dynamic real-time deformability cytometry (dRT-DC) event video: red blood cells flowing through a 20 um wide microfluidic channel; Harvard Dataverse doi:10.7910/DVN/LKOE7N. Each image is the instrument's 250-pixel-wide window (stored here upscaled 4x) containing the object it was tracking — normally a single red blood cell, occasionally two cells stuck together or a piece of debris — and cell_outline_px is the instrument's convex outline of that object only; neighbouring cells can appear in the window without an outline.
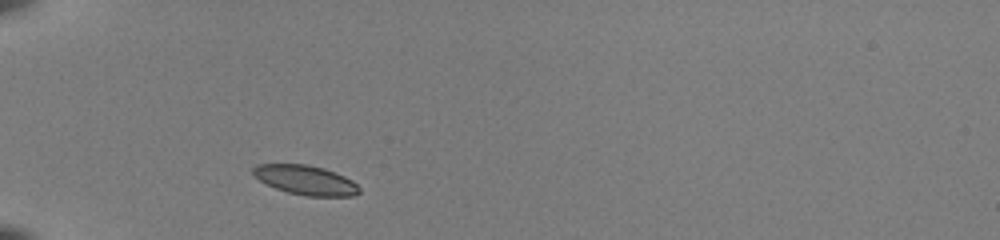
{"species": "common noctule bat (a hibernating species)", "species_latin": "Nyctalus noctula", "temperature_condition": "room temperature", "stored_images_in_passage": 35, "camera_frame_rate_fps": 3000, "um_per_image_px": 0.085, "animal": {"sex": "female", "body_mass_g": 22.0, "forearm_length_mm": 56.7}, "frame": {"image": 1, "passage_image": 1, "time_ms": 0.0, "image_size_px": [1000, 240], "cell_outline_px": [[360, 192], [352, 196], [304, 196], [288, 192], [276, 188], [260, 180], [252, 172], [252, 168], [256, 164], [308, 164], [324, 168], [336, 172], [352, 180], [360, 188]], "centroid_in_image_um": [26.0, 15.3], "position_along_channel_um": 59.0, "area_um2": 18.21}}
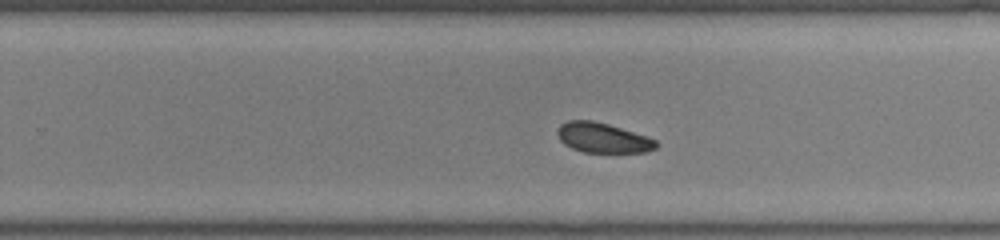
{"frame": {"image": 2, "passage_image": 19, "time_ms": 6.0, "image_size_px": [1000, 240], "cell_outline_px": [[660, 144], [656, 148], [648, 152], [584, 152], [572, 148], [564, 144], [560, 140], [556, 132], [560, 124], [568, 120], [592, 120], [608, 124], [648, 136], [656, 140]], "centroid_in_image_um": [51.25, 11.71], "position_along_channel_um": 278.5, "area_um2": 17.34}}
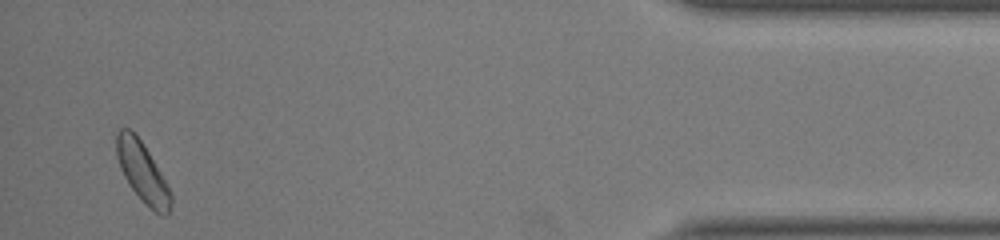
{"frame": {"image": 3, "passage_image": 34, "time_ms": 11.0, "image_size_px": [1000, 240], "cell_outline_px": [[172, 200], [168, 216], [164, 216], [156, 212], [128, 184], [120, 168], [116, 156], [112, 132], [120, 128], [128, 128], [140, 140], [148, 152], [160, 172], [172, 196]], "centroid_in_image_um": [12.03, 14.55], "position_along_channel_um": 423.2, "area_um2": 18.73}, "authors_computed_cell_mechanics": {"area_um2": 18.496, "velocity_mm_per_s": 3.9616, "shape_relaxation_time_tau1_ms": 1.6352, "shape_relaxation_time_tau2_ms": null, "deformation_change_tau1": 0.0508, "deformation_change_tau2": null}}